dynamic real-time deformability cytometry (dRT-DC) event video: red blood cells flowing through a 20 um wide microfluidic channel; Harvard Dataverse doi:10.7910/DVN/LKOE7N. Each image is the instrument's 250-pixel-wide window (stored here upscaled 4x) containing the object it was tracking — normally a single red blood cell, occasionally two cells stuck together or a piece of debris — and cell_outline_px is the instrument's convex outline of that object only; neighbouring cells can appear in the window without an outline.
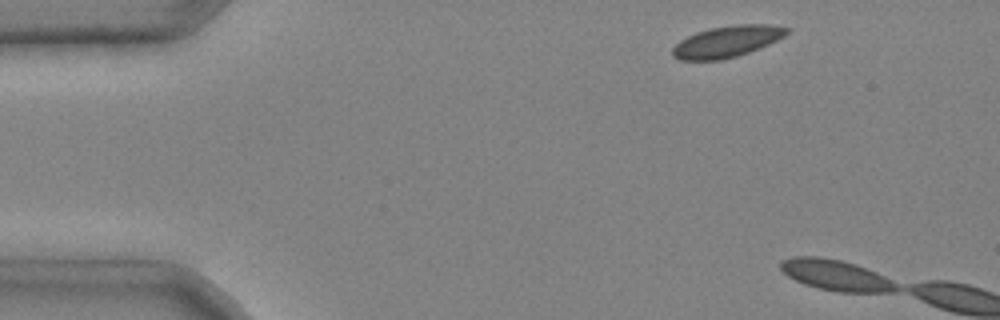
{"species": "common noctule bat (a hibernating species)", "species_latin": "Nyctalus noctula", "temperature_condition": "cold", "stored_images_in_passage": 2, "camera_frame_rate_fps": 3000, "um_per_image_px": 0.085, "animal": {"sex": "male", "body_mass_g": 20.4}, "frame": {"image": 1, "passage_image": 1, "time_ms": 0.0, "image_size_px": [1000, 320], "cell_outline_px": [[792, 28], [784, 36], [768, 44], [748, 52], [736, 56], [720, 60], [680, 60], [672, 56], [672, 48], [680, 40], [696, 32], [712, 28], [736, 24], [772, 24]], "centroid_in_image_um": [61.8, 3.52], "position_along_channel_um": 23.2, "area_um2": 20.81}}